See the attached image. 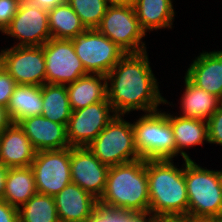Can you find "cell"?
Masks as SVG:
<instances>
[{"label": "cell", "instance_id": "obj_1", "mask_svg": "<svg viewBox=\"0 0 222 222\" xmlns=\"http://www.w3.org/2000/svg\"><path fill=\"white\" fill-rule=\"evenodd\" d=\"M149 64L147 51L126 53L106 75L107 99L116 115L134 110L150 113L159 110L160 104H170L160 94Z\"/></svg>", "mask_w": 222, "mask_h": 222}, {"label": "cell", "instance_id": "obj_2", "mask_svg": "<svg viewBox=\"0 0 222 222\" xmlns=\"http://www.w3.org/2000/svg\"><path fill=\"white\" fill-rule=\"evenodd\" d=\"M184 168L172 160H146L149 212L157 218L187 217L188 195Z\"/></svg>", "mask_w": 222, "mask_h": 222}, {"label": "cell", "instance_id": "obj_3", "mask_svg": "<svg viewBox=\"0 0 222 222\" xmlns=\"http://www.w3.org/2000/svg\"><path fill=\"white\" fill-rule=\"evenodd\" d=\"M98 204L128 212L149 211L146 160L109 167L105 190Z\"/></svg>", "mask_w": 222, "mask_h": 222}, {"label": "cell", "instance_id": "obj_4", "mask_svg": "<svg viewBox=\"0 0 222 222\" xmlns=\"http://www.w3.org/2000/svg\"><path fill=\"white\" fill-rule=\"evenodd\" d=\"M185 161L188 215L198 222H222V181L219 171Z\"/></svg>", "mask_w": 222, "mask_h": 222}, {"label": "cell", "instance_id": "obj_5", "mask_svg": "<svg viewBox=\"0 0 222 222\" xmlns=\"http://www.w3.org/2000/svg\"><path fill=\"white\" fill-rule=\"evenodd\" d=\"M133 125L134 144L144 160H173L176 143L169 114L159 110L139 117Z\"/></svg>", "mask_w": 222, "mask_h": 222}, {"label": "cell", "instance_id": "obj_6", "mask_svg": "<svg viewBox=\"0 0 222 222\" xmlns=\"http://www.w3.org/2000/svg\"><path fill=\"white\" fill-rule=\"evenodd\" d=\"M122 117L115 115L87 146L108 167L141 159L134 144L133 125Z\"/></svg>", "mask_w": 222, "mask_h": 222}, {"label": "cell", "instance_id": "obj_7", "mask_svg": "<svg viewBox=\"0 0 222 222\" xmlns=\"http://www.w3.org/2000/svg\"><path fill=\"white\" fill-rule=\"evenodd\" d=\"M87 73L107 75L126 52L97 29H86L71 39Z\"/></svg>", "mask_w": 222, "mask_h": 222}, {"label": "cell", "instance_id": "obj_8", "mask_svg": "<svg viewBox=\"0 0 222 222\" xmlns=\"http://www.w3.org/2000/svg\"><path fill=\"white\" fill-rule=\"evenodd\" d=\"M96 29L126 53L146 51L145 42L142 41L146 33L139 24L133 6L109 5Z\"/></svg>", "mask_w": 222, "mask_h": 222}, {"label": "cell", "instance_id": "obj_9", "mask_svg": "<svg viewBox=\"0 0 222 222\" xmlns=\"http://www.w3.org/2000/svg\"><path fill=\"white\" fill-rule=\"evenodd\" d=\"M0 64L17 84L42 86L46 83L43 46H11L0 52Z\"/></svg>", "mask_w": 222, "mask_h": 222}, {"label": "cell", "instance_id": "obj_10", "mask_svg": "<svg viewBox=\"0 0 222 222\" xmlns=\"http://www.w3.org/2000/svg\"><path fill=\"white\" fill-rule=\"evenodd\" d=\"M30 167L34 172L37 193L55 196L72 182L70 147L37 151Z\"/></svg>", "mask_w": 222, "mask_h": 222}, {"label": "cell", "instance_id": "obj_11", "mask_svg": "<svg viewBox=\"0 0 222 222\" xmlns=\"http://www.w3.org/2000/svg\"><path fill=\"white\" fill-rule=\"evenodd\" d=\"M46 65V83L67 85L87 75L75 53L72 40L49 39L43 45Z\"/></svg>", "mask_w": 222, "mask_h": 222}, {"label": "cell", "instance_id": "obj_12", "mask_svg": "<svg viewBox=\"0 0 222 222\" xmlns=\"http://www.w3.org/2000/svg\"><path fill=\"white\" fill-rule=\"evenodd\" d=\"M3 33L20 41L15 46H43L51 39L48 11L22 0Z\"/></svg>", "mask_w": 222, "mask_h": 222}, {"label": "cell", "instance_id": "obj_13", "mask_svg": "<svg viewBox=\"0 0 222 222\" xmlns=\"http://www.w3.org/2000/svg\"><path fill=\"white\" fill-rule=\"evenodd\" d=\"M115 115L109 102H97L72 111L66 127L70 147L88 146Z\"/></svg>", "mask_w": 222, "mask_h": 222}, {"label": "cell", "instance_id": "obj_14", "mask_svg": "<svg viewBox=\"0 0 222 222\" xmlns=\"http://www.w3.org/2000/svg\"><path fill=\"white\" fill-rule=\"evenodd\" d=\"M109 167L86 147H70V171L73 183L97 200L102 196Z\"/></svg>", "mask_w": 222, "mask_h": 222}, {"label": "cell", "instance_id": "obj_15", "mask_svg": "<svg viewBox=\"0 0 222 222\" xmlns=\"http://www.w3.org/2000/svg\"><path fill=\"white\" fill-rule=\"evenodd\" d=\"M18 125L23 129L36 151L61 150L70 147L67 129L42 115L22 119Z\"/></svg>", "mask_w": 222, "mask_h": 222}, {"label": "cell", "instance_id": "obj_16", "mask_svg": "<svg viewBox=\"0 0 222 222\" xmlns=\"http://www.w3.org/2000/svg\"><path fill=\"white\" fill-rule=\"evenodd\" d=\"M59 222H86L98 207V200L75 183L54 196Z\"/></svg>", "mask_w": 222, "mask_h": 222}, {"label": "cell", "instance_id": "obj_17", "mask_svg": "<svg viewBox=\"0 0 222 222\" xmlns=\"http://www.w3.org/2000/svg\"><path fill=\"white\" fill-rule=\"evenodd\" d=\"M36 150L17 123H9L0 132V163L8 168L30 167Z\"/></svg>", "mask_w": 222, "mask_h": 222}, {"label": "cell", "instance_id": "obj_18", "mask_svg": "<svg viewBox=\"0 0 222 222\" xmlns=\"http://www.w3.org/2000/svg\"><path fill=\"white\" fill-rule=\"evenodd\" d=\"M185 76L197 87L222 100V64L210 52L200 53Z\"/></svg>", "mask_w": 222, "mask_h": 222}, {"label": "cell", "instance_id": "obj_19", "mask_svg": "<svg viewBox=\"0 0 222 222\" xmlns=\"http://www.w3.org/2000/svg\"><path fill=\"white\" fill-rule=\"evenodd\" d=\"M71 110L85 108L97 102H109L107 99V78L101 74L81 76L75 82L66 85Z\"/></svg>", "mask_w": 222, "mask_h": 222}, {"label": "cell", "instance_id": "obj_20", "mask_svg": "<svg viewBox=\"0 0 222 222\" xmlns=\"http://www.w3.org/2000/svg\"><path fill=\"white\" fill-rule=\"evenodd\" d=\"M185 92L181 102V117L208 121L211 115L220 107L222 100L202 88L194 85L186 76L184 78Z\"/></svg>", "mask_w": 222, "mask_h": 222}, {"label": "cell", "instance_id": "obj_21", "mask_svg": "<svg viewBox=\"0 0 222 222\" xmlns=\"http://www.w3.org/2000/svg\"><path fill=\"white\" fill-rule=\"evenodd\" d=\"M169 122L173 129L176 143V156L180 153L183 159L191 160L183 149L209 141L207 121L174 116L169 113Z\"/></svg>", "mask_w": 222, "mask_h": 222}, {"label": "cell", "instance_id": "obj_22", "mask_svg": "<svg viewBox=\"0 0 222 222\" xmlns=\"http://www.w3.org/2000/svg\"><path fill=\"white\" fill-rule=\"evenodd\" d=\"M42 86L17 84L11 95L6 114L10 123L42 115Z\"/></svg>", "mask_w": 222, "mask_h": 222}, {"label": "cell", "instance_id": "obj_23", "mask_svg": "<svg viewBox=\"0 0 222 222\" xmlns=\"http://www.w3.org/2000/svg\"><path fill=\"white\" fill-rule=\"evenodd\" d=\"M172 0H136L134 9L142 30L172 28L174 8Z\"/></svg>", "mask_w": 222, "mask_h": 222}, {"label": "cell", "instance_id": "obj_24", "mask_svg": "<svg viewBox=\"0 0 222 222\" xmlns=\"http://www.w3.org/2000/svg\"><path fill=\"white\" fill-rule=\"evenodd\" d=\"M36 193L31 167L8 168L3 200L19 209Z\"/></svg>", "mask_w": 222, "mask_h": 222}, {"label": "cell", "instance_id": "obj_25", "mask_svg": "<svg viewBox=\"0 0 222 222\" xmlns=\"http://www.w3.org/2000/svg\"><path fill=\"white\" fill-rule=\"evenodd\" d=\"M42 116L67 127L71 117V107L66 85H42Z\"/></svg>", "mask_w": 222, "mask_h": 222}, {"label": "cell", "instance_id": "obj_26", "mask_svg": "<svg viewBox=\"0 0 222 222\" xmlns=\"http://www.w3.org/2000/svg\"><path fill=\"white\" fill-rule=\"evenodd\" d=\"M48 22L51 38L54 39L71 40L86 30L79 16L68 3L48 11Z\"/></svg>", "mask_w": 222, "mask_h": 222}, {"label": "cell", "instance_id": "obj_27", "mask_svg": "<svg viewBox=\"0 0 222 222\" xmlns=\"http://www.w3.org/2000/svg\"><path fill=\"white\" fill-rule=\"evenodd\" d=\"M18 210L19 222H59L54 196L36 193Z\"/></svg>", "mask_w": 222, "mask_h": 222}, {"label": "cell", "instance_id": "obj_28", "mask_svg": "<svg viewBox=\"0 0 222 222\" xmlns=\"http://www.w3.org/2000/svg\"><path fill=\"white\" fill-rule=\"evenodd\" d=\"M67 3L86 29H96L109 6L106 0H67Z\"/></svg>", "mask_w": 222, "mask_h": 222}, {"label": "cell", "instance_id": "obj_29", "mask_svg": "<svg viewBox=\"0 0 222 222\" xmlns=\"http://www.w3.org/2000/svg\"><path fill=\"white\" fill-rule=\"evenodd\" d=\"M131 212L105 208L101 205L95 209L86 222H125Z\"/></svg>", "mask_w": 222, "mask_h": 222}, {"label": "cell", "instance_id": "obj_30", "mask_svg": "<svg viewBox=\"0 0 222 222\" xmlns=\"http://www.w3.org/2000/svg\"><path fill=\"white\" fill-rule=\"evenodd\" d=\"M208 124V143L222 146V104L211 115Z\"/></svg>", "mask_w": 222, "mask_h": 222}, {"label": "cell", "instance_id": "obj_31", "mask_svg": "<svg viewBox=\"0 0 222 222\" xmlns=\"http://www.w3.org/2000/svg\"><path fill=\"white\" fill-rule=\"evenodd\" d=\"M16 81L3 69L0 64V106L7 108L11 95L16 87Z\"/></svg>", "mask_w": 222, "mask_h": 222}, {"label": "cell", "instance_id": "obj_32", "mask_svg": "<svg viewBox=\"0 0 222 222\" xmlns=\"http://www.w3.org/2000/svg\"><path fill=\"white\" fill-rule=\"evenodd\" d=\"M22 0H0V31L3 33L17 13Z\"/></svg>", "mask_w": 222, "mask_h": 222}, {"label": "cell", "instance_id": "obj_33", "mask_svg": "<svg viewBox=\"0 0 222 222\" xmlns=\"http://www.w3.org/2000/svg\"><path fill=\"white\" fill-rule=\"evenodd\" d=\"M0 222H19L18 208L3 199L0 200Z\"/></svg>", "mask_w": 222, "mask_h": 222}, {"label": "cell", "instance_id": "obj_34", "mask_svg": "<svg viewBox=\"0 0 222 222\" xmlns=\"http://www.w3.org/2000/svg\"><path fill=\"white\" fill-rule=\"evenodd\" d=\"M158 220H159V218L154 216L149 211H147V212H131L125 218V222H158Z\"/></svg>", "mask_w": 222, "mask_h": 222}, {"label": "cell", "instance_id": "obj_35", "mask_svg": "<svg viewBox=\"0 0 222 222\" xmlns=\"http://www.w3.org/2000/svg\"><path fill=\"white\" fill-rule=\"evenodd\" d=\"M26 1H29L46 11H50L51 9H53L58 5L67 3V0H26Z\"/></svg>", "mask_w": 222, "mask_h": 222}, {"label": "cell", "instance_id": "obj_36", "mask_svg": "<svg viewBox=\"0 0 222 222\" xmlns=\"http://www.w3.org/2000/svg\"><path fill=\"white\" fill-rule=\"evenodd\" d=\"M7 170L8 167L4 166L2 163H0V200L4 197V191H5V180L7 176Z\"/></svg>", "mask_w": 222, "mask_h": 222}, {"label": "cell", "instance_id": "obj_37", "mask_svg": "<svg viewBox=\"0 0 222 222\" xmlns=\"http://www.w3.org/2000/svg\"><path fill=\"white\" fill-rule=\"evenodd\" d=\"M10 123L6 109L0 106V132Z\"/></svg>", "mask_w": 222, "mask_h": 222}, {"label": "cell", "instance_id": "obj_38", "mask_svg": "<svg viewBox=\"0 0 222 222\" xmlns=\"http://www.w3.org/2000/svg\"><path fill=\"white\" fill-rule=\"evenodd\" d=\"M158 222H198L187 217L159 218Z\"/></svg>", "mask_w": 222, "mask_h": 222}, {"label": "cell", "instance_id": "obj_39", "mask_svg": "<svg viewBox=\"0 0 222 222\" xmlns=\"http://www.w3.org/2000/svg\"><path fill=\"white\" fill-rule=\"evenodd\" d=\"M108 5L134 6L136 0H106Z\"/></svg>", "mask_w": 222, "mask_h": 222}, {"label": "cell", "instance_id": "obj_40", "mask_svg": "<svg viewBox=\"0 0 222 222\" xmlns=\"http://www.w3.org/2000/svg\"><path fill=\"white\" fill-rule=\"evenodd\" d=\"M210 53L222 64V50L221 51H210Z\"/></svg>", "mask_w": 222, "mask_h": 222}, {"label": "cell", "instance_id": "obj_41", "mask_svg": "<svg viewBox=\"0 0 222 222\" xmlns=\"http://www.w3.org/2000/svg\"><path fill=\"white\" fill-rule=\"evenodd\" d=\"M220 176H221V181H222V170H219Z\"/></svg>", "mask_w": 222, "mask_h": 222}]
</instances>
